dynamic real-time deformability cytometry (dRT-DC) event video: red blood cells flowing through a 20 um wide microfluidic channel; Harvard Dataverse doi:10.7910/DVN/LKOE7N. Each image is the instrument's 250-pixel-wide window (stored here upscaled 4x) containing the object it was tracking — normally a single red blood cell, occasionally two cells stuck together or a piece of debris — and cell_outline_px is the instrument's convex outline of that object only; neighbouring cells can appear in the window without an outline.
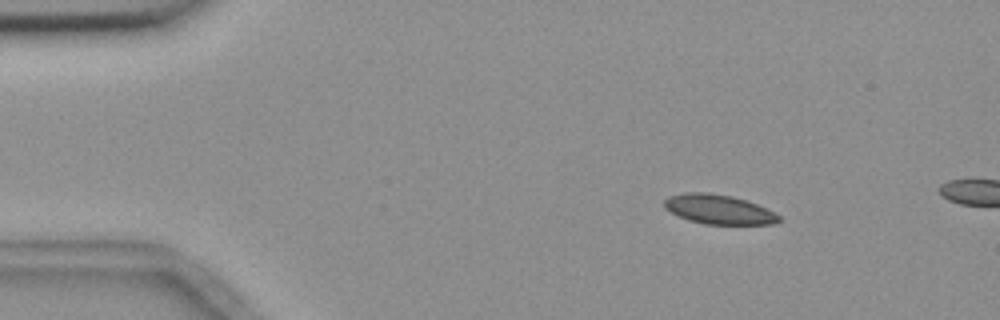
{"species": "common noctule bat (a hibernating species)", "species_latin": "Nyctalus noctula", "temperature_condition": "room temperature", "stored_images_in_passage": 2, "camera_frame_rate_fps": 3000, "um_per_image_px": 0.085, "animal": {"sex": "female", "body_mass_g": 18.4}, "frame": {"image": 1, "passage_image": 1, "time_ms": 0.0, "image_size_px": [1000, 320], "cell_outline_px": [[780, 220], [776, 224], [704, 224], [688, 220], [664, 208], [664, 200], [668, 196], [684, 192], [708, 192], [732, 196], [748, 200], [780, 216]], "centroid_in_image_um": [61.06, 17.79], "position_along_channel_um": 23.9, "area_um2": 19.65}}